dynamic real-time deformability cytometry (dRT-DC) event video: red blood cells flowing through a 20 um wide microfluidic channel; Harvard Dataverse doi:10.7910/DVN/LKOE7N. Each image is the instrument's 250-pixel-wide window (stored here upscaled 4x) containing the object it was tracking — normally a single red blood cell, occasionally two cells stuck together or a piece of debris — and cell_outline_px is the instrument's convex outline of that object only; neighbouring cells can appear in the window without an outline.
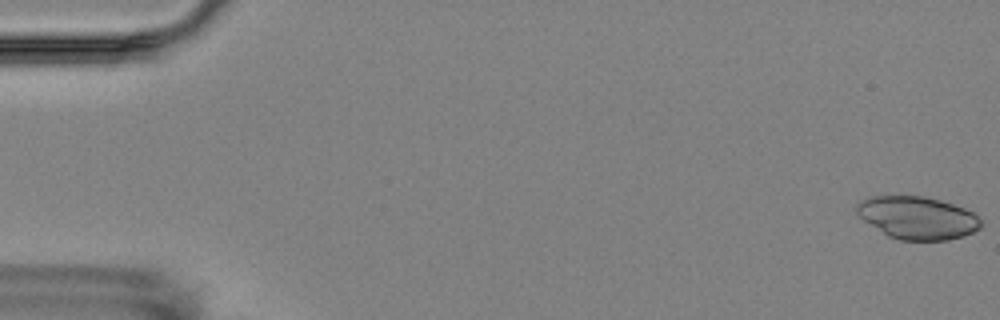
{"species": "Egyptian fruit bat (a non-hibernating species)", "species_latin": "Rousettus aegyptiacus", "temperature_condition": "room temperature", "stored_images_in_passage": 6, "camera_frame_rate_fps": 3000, "um_per_image_px": 0.085, "animal": {"sex": "female"}, "frame": {"image": 1, "passage_image": 1, "time_ms": 0.0, "image_size_px": [1000, 320], "cell_outline_px": [[980, 228], [972, 232], [948, 240], [900, 240], [888, 236], [864, 220], [856, 212], [856, 204], [860, 200], [872, 196], [924, 196], [940, 200], [964, 208], [972, 212], [980, 220]], "centroid_in_image_um": [77.95, 18.5], "position_along_channel_um": 7.1, "area_um2": 30.58}}